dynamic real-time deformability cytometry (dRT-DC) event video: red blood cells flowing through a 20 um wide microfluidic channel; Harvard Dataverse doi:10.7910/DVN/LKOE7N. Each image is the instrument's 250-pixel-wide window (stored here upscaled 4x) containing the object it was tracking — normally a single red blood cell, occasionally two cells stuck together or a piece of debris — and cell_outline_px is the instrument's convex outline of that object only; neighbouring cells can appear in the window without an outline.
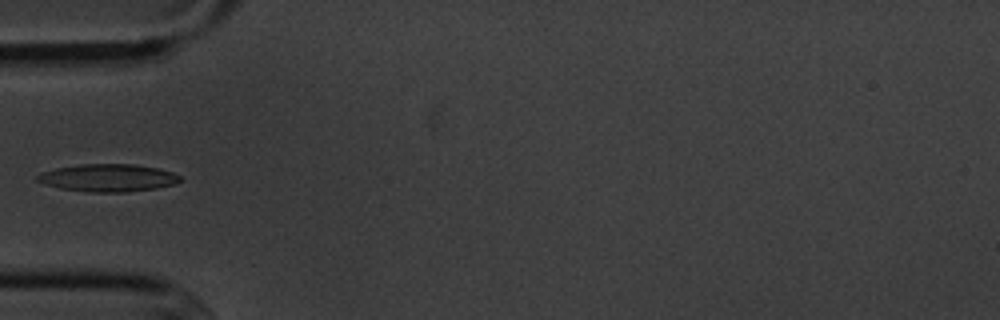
{"species": "common noctule bat (a hibernating species)", "species_latin": "Nyctalus noctula", "temperature_condition": "cold", "stored_images_in_passage": 5, "camera_frame_rate_fps": 3000, "um_per_image_px": 0.085, "animal": {"sex": "male", "body_mass_g": 20.1, "forearm_length_mm": 53.5}, "frame": {"image": 1, "passage_image": 5, "time_ms": 5.667, "image_size_px": [1000, 320], "cell_outline_px": [[180, 180], [176, 184], [156, 188], [128, 192], [88, 192], [60, 188], [44, 184], [36, 180], [36, 176], [40, 172], [56, 168], [80, 164], [136, 164], [160, 168], [172, 172], [180, 176]], "centroid_in_image_um": [9.18, 15.11], "position_along_channel_um": 75.8, "area_um2": 23.12}}